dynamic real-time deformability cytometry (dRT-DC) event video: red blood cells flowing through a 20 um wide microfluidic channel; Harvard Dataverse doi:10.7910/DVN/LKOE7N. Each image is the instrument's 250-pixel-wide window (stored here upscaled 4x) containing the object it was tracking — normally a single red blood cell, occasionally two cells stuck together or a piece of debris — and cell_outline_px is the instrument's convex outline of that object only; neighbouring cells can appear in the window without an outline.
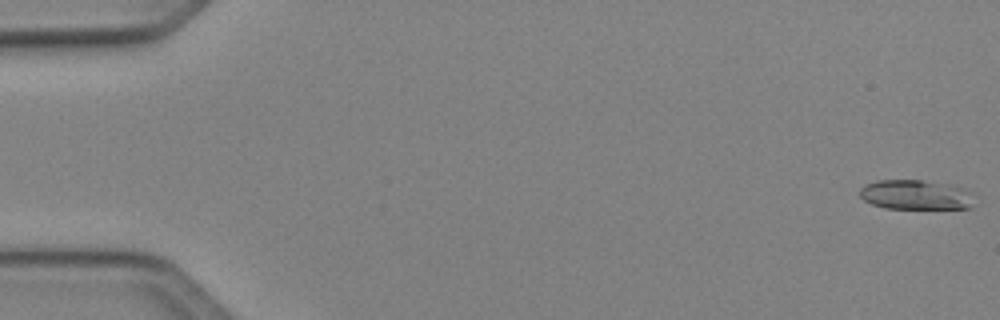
{"species": "Egyptian fruit bat (a non-hibernating species)", "species_latin": "Rousettus aegyptiacus", "temperature_condition": "cold", "stored_images_in_passage": 12, "camera_frame_rate_fps": 3000, "um_per_image_px": 0.085, "animal": {"sex": "female"}, "frame": {"image": 1, "passage_image": 1, "time_ms": 0.0, "image_size_px": [1000, 320], "cell_outline_px": [[968, 208], [888, 208], [872, 204], [864, 200], [860, 196], [860, 188], [864, 184], [876, 180], [924, 180], [948, 184], [960, 188], [968, 204]], "centroid_in_image_um": [77.6, 16.53], "position_along_channel_um": 7.4, "area_um2": 18.84}}